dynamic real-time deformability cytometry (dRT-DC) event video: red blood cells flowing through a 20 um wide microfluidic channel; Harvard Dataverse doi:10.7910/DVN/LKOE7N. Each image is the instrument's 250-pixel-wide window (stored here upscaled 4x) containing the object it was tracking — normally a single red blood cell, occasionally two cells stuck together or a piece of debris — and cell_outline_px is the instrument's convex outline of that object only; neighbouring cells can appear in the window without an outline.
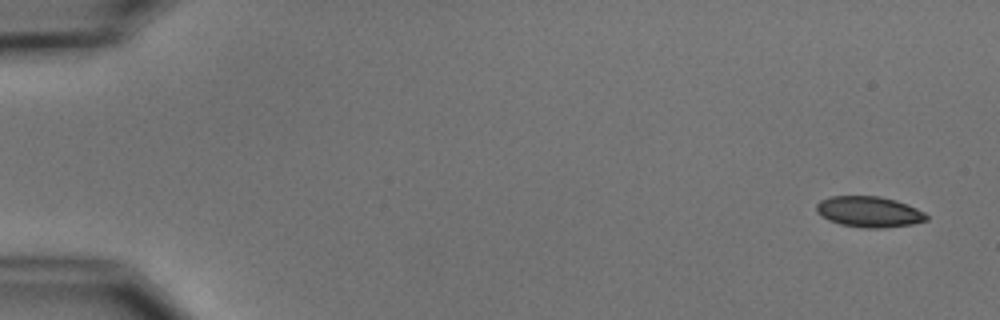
{"species": "common noctule bat (a hibernating species)", "species_latin": "Nyctalus noctula", "temperature_condition": "cold", "stored_images_in_passage": 5, "camera_frame_rate_fps": 3000, "um_per_image_px": 0.085, "animal": {"sex": "male", "body_mass_g": 15.6}, "frame": {"image": 1, "passage_image": 1, "time_ms": 0.0, "image_size_px": [1000, 320], "cell_outline_px": [[928, 220], [912, 224], [880, 228], [864, 228], [840, 224], [828, 220], [820, 216], [816, 212], [816, 204], [820, 200], [832, 196], [880, 196], [896, 200], [908, 204], [924, 212], [928, 216]], "centroid_in_image_um": [73.85, 18.0], "position_along_channel_um": 11.1, "area_um2": 19.88}}
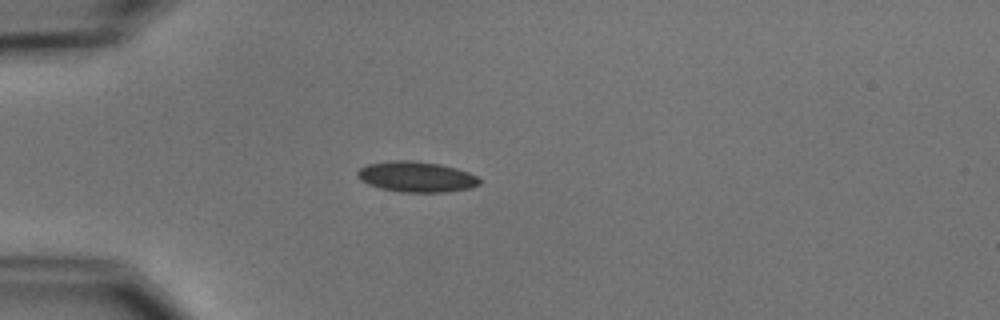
{"frame": {"image": 2, "passage_image": 4, "time_ms": 4.333, "image_size_px": [1000, 320], "cell_outline_px": [[480, 184], [472, 188], [448, 192], [400, 192], [380, 188], [368, 184], [360, 180], [356, 176], [356, 172], [360, 168], [368, 164], [392, 160], [416, 160], [440, 164], [456, 168], [468, 172], [476, 176], [480, 180]], "centroid_in_image_um": [35.39, 15.02], "position_along_channel_um": 49.6, "area_um2": 21.96}}